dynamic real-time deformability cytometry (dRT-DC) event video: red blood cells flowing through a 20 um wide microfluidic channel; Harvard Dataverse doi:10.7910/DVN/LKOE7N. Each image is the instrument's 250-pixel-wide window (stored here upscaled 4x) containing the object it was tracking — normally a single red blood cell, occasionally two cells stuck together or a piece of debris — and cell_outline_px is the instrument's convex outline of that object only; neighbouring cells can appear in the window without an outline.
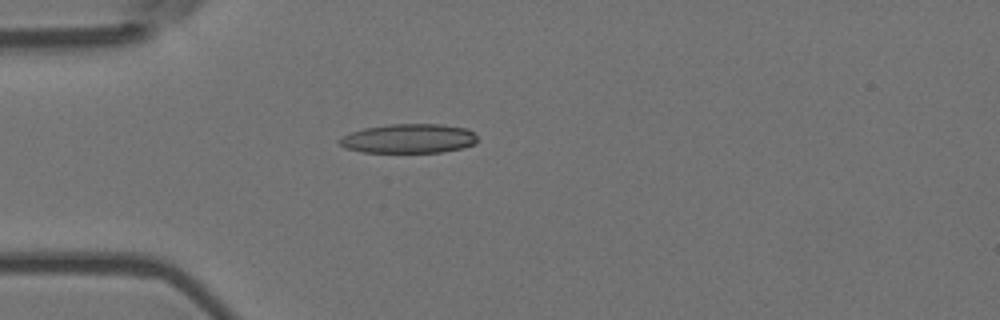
{"species": "Egyptian fruit bat (a non-hibernating species)", "species_latin": "Rousettus aegyptiacus", "temperature_condition": "room temperature", "stored_images_in_passage": 51, "camera_frame_rate_fps": 3000, "um_per_image_px": 0.085, "animal": {"sex": "female"}, "frame": {"image": 1, "passage_image": 16, "time_ms": 5.0, "image_size_px": [1000, 320], "cell_outline_px": [[476, 144], [460, 148], [440, 152], [360, 152], [344, 148], [336, 140], [340, 136], [364, 128], [388, 124], [440, 124], [468, 128], [476, 136]], "centroid_in_image_um": [34.7, 11.77], "position_along_channel_um": 50.3, "area_um2": 23.64}}
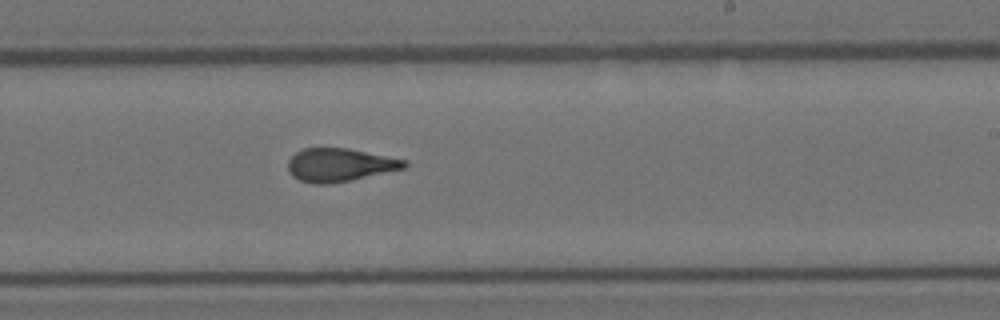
{"frame": {"image": 2, "passage_image": 34, "time_ms": 11.0, "image_size_px": [1000, 320], "cell_outline_px": [[408, 164], [404, 168], [348, 180], [328, 184], [312, 184], [300, 180], [292, 176], [288, 168], [288, 160], [296, 152], [304, 148], [348, 148], [404, 160]], "centroid_in_image_um": [28.81, 14.01], "position_along_channel_um": 260.2, "area_um2": 22.08}}
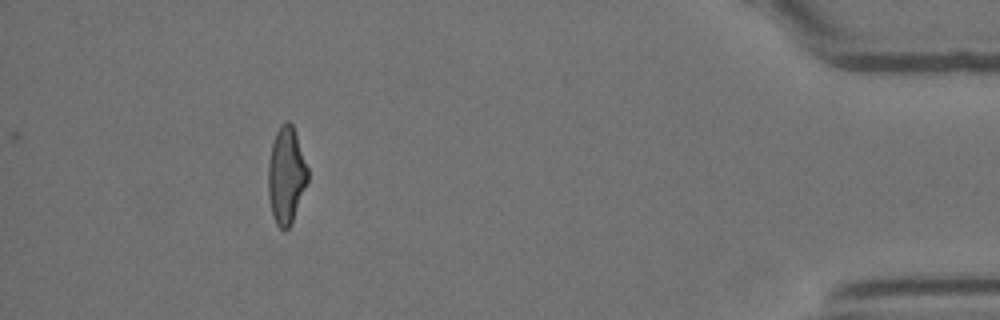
{"frame": {"image": 3, "passage_image": 51, "time_ms": 16.667, "image_size_px": [1000, 320], "cell_outline_px": [[308, 180], [292, 224], [284, 232], [276, 224], [272, 212], [268, 196], [268, 164], [272, 144], [276, 132], [280, 124], [284, 120], [288, 120], [292, 124], [308, 168]], "centroid_in_image_um": [24.32, 14.92], "position_along_channel_um": 410.9, "area_um2": 22.37}, "authors_computed_cell_mechanics": {"area_um2": 22.7732, "velocity_mm_per_s": 3.6721, "shape_relaxation_time_tau1_ms": 11.1734, "shape_relaxation_time_tau2_ms": 1.716, "deformation_change_tau1": 0.2709, "deformation_change_tau2": 0.1085}}